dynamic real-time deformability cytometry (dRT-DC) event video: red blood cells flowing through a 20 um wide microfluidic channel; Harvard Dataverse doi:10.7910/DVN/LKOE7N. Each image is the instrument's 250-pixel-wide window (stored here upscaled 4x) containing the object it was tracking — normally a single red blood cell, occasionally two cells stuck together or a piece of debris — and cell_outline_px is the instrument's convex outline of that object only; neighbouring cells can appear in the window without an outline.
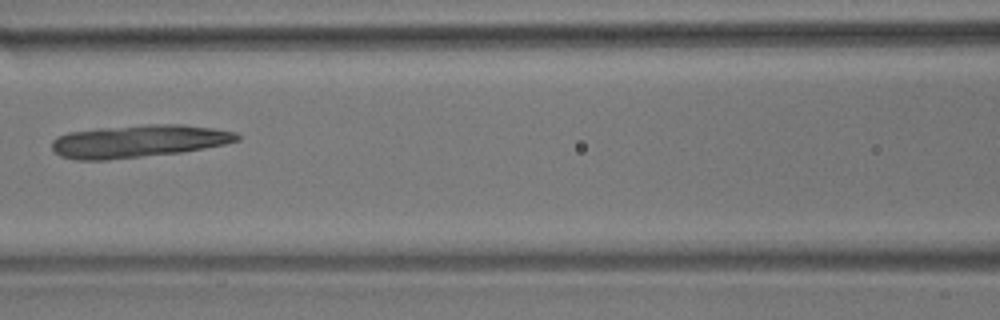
{"species": "common noctule bat (a hibernating species)", "species_latin": "Nyctalus noctula", "temperature_condition": "room temperature", "stored_images_in_passage": 7, "camera_frame_rate_fps": 3000, "um_per_image_px": 0.085, "animal": {"sex": "male", "body_mass_g": 17.9}, "frame": {"image": 1, "passage_image": 7, "time_ms": 2.0, "image_size_px": [1000, 320], "cell_outline_px": [[240, 140], [224, 144], [204, 148], [180, 152], [108, 160], [76, 160], [60, 156], [52, 148], [52, 140], [56, 136], [68, 132], [100, 128], [148, 124], [180, 124], [212, 128], [236, 132], [240, 136]], "centroid_in_image_um": [11.75, 12.0], "position_along_channel_um": 154.9, "area_um2": 35.14}}